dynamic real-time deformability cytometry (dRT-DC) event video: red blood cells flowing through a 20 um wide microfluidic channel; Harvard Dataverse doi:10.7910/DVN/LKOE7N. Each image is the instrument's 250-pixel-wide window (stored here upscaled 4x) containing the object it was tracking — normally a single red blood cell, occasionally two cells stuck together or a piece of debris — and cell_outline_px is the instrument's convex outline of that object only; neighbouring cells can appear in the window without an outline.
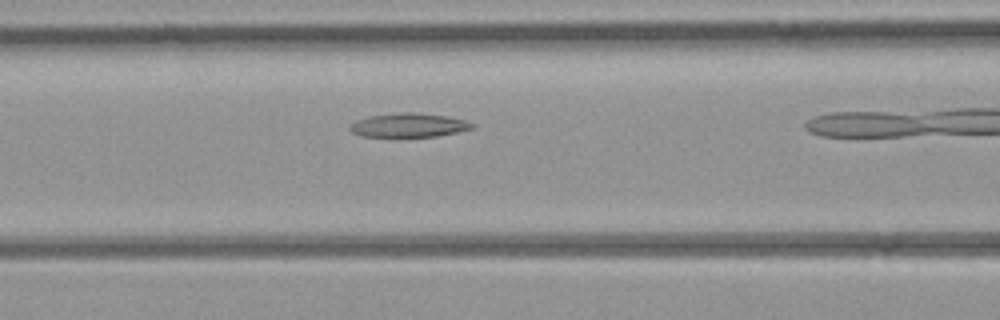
{"species": "common noctule bat (a hibernating species)", "species_latin": "Nyctalus noctula", "temperature_condition": "room temperature", "stored_images_in_passage": 25, "camera_frame_rate_fps": 3000, "um_per_image_px": 0.085, "animal": {"sex": "female", "body_mass_g": 21.9}, "frame": {"image": 1, "passage_image": 8, "time_ms": 2.333, "image_size_px": [1000, 320], "cell_outline_px": [[476, 124], [472, 128], [456, 132], [436, 136], [360, 136], [352, 132], [348, 128], [356, 120], [368, 116], [400, 112], [412, 112], [448, 116], [464, 120]], "centroid_in_image_um": [34.73, 10.63], "position_along_channel_um": 131.9, "area_um2": 16.88}}
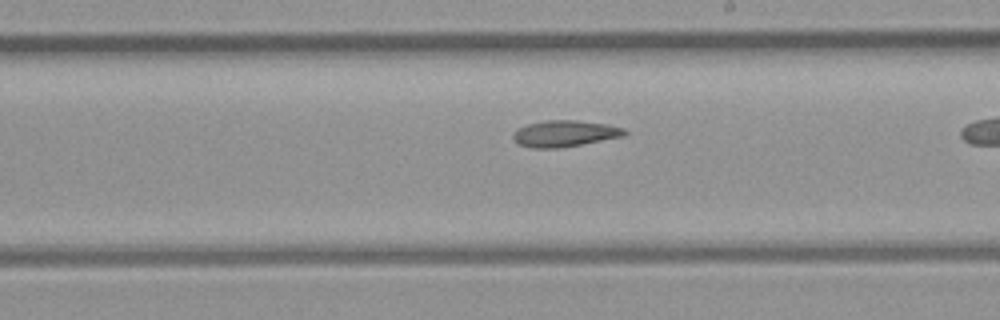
{"frame": {"image": 2, "passage_image": 15, "time_ms": 4.667, "image_size_px": [1000, 320], "cell_outline_px": [[628, 132], [624, 136], [560, 148], [532, 148], [520, 144], [512, 136], [516, 128], [528, 124], [544, 120], [576, 120], [608, 124], [624, 128]], "centroid_in_image_um": [48.01, 11.34], "position_along_channel_um": 241.0, "area_um2": 17.11}}
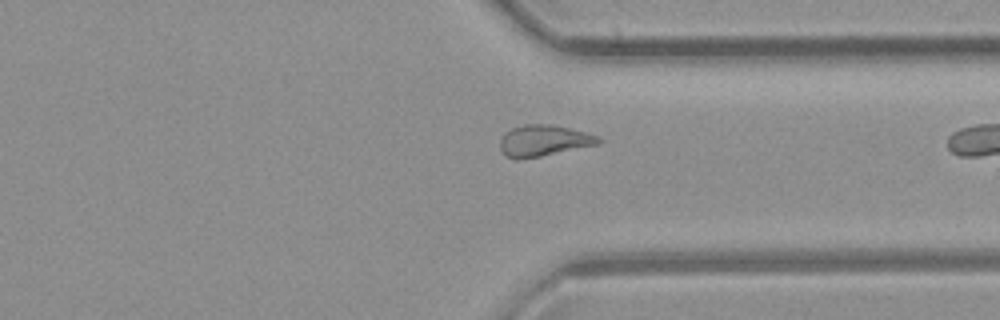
{"frame": {"image": 3, "passage_image": 23, "time_ms": 7.333, "image_size_px": [1000, 320], "cell_outline_px": [[604, 140], [600, 144], [540, 156], [516, 160], [508, 156], [500, 148], [500, 140], [504, 132], [512, 128], [524, 124], [548, 124], [568, 128], [600, 136]], "centroid_in_image_um": [46.24, 11.95], "position_along_channel_um": 365.2, "area_um2": 17.86}}